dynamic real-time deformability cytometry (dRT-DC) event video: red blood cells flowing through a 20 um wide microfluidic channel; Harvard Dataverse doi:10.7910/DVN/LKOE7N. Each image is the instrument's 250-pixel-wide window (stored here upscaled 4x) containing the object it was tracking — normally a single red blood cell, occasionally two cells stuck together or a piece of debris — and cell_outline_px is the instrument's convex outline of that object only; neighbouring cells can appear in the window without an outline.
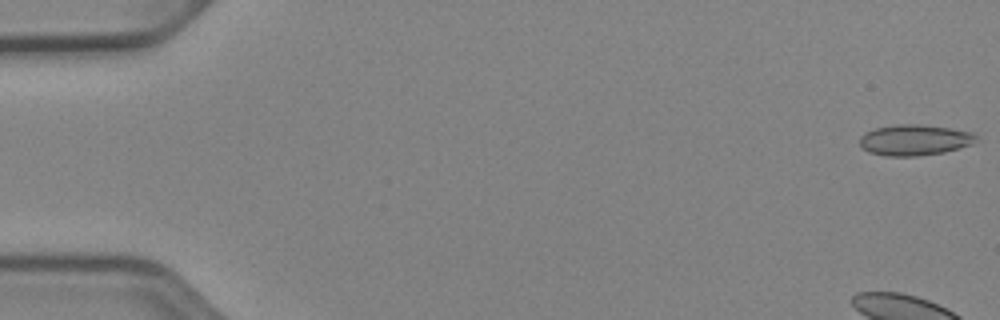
{"species": "Egyptian fruit bat (a non-hibernating species)", "species_latin": "Rousettus aegyptiacus", "temperature_condition": "cold", "stored_images_in_passage": 53, "camera_frame_rate_fps": 3000, "um_per_image_px": 0.085, "animal": {"sex": "female"}, "frame": {"image": 1, "passage_image": 1, "time_ms": 0.0, "image_size_px": [1000, 320], "cell_outline_px": [[976, 140], [972, 144], [960, 148], [944, 152], [916, 156], [884, 156], [868, 152], [860, 144], [860, 136], [876, 128], [896, 124], [920, 124], [948, 128], [972, 132], [976, 136]], "centroid_in_image_um": [77.74, 11.9], "position_along_channel_um": 7.3, "area_um2": 20.81}, "authors_computed_cell_mechanics": {"area_um2": 23.8714, "velocity_mm_per_s": 3.8875, "shape_relaxation_time_tau1_ms": 6.283, "shape_relaxation_time_tau2_ms": 4.6204, "deformation_change_tau1": 0.176, "deformation_change_tau2": 0.0822}}